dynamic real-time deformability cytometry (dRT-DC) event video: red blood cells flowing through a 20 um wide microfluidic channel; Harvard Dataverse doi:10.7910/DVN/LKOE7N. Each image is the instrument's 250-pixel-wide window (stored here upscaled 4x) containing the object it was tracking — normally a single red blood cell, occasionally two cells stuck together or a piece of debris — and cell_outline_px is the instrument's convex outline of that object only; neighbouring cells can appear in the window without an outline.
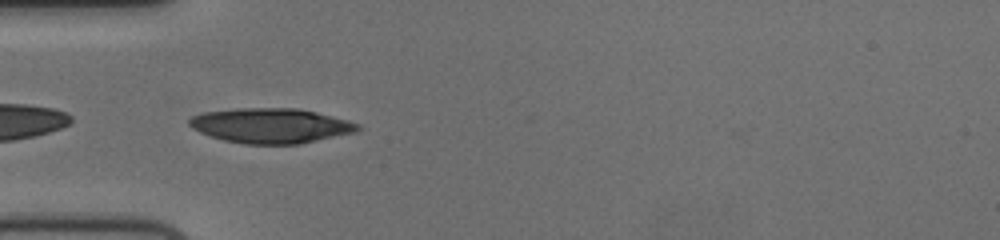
{"species": "human", "species_latin": "Homo sapiens", "temperature_condition": "cold", "stored_images_in_passage": 41, "camera_frame_rate_fps": 3000, "um_per_image_px": 0.085, "donor": {"sex": "female"}, "frame": {"image": 1, "passage_image": 2, "time_ms": 0.333, "image_size_px": [1000, 240], "cell_outline_px": [[360, 128], [356, 132], [300, 144], [244, 144], [224, 140], [208, 136], [192, 128], [188, 124], [188, 120], [192, 116], [204, 112], [236, 108], [296, 108], [316, 112], [348, 120], [360, 124]], "centroid_in_image_um": [23.01, 10.68], "position_along_channel_um": 62.0, "area_um2": 34.39}}
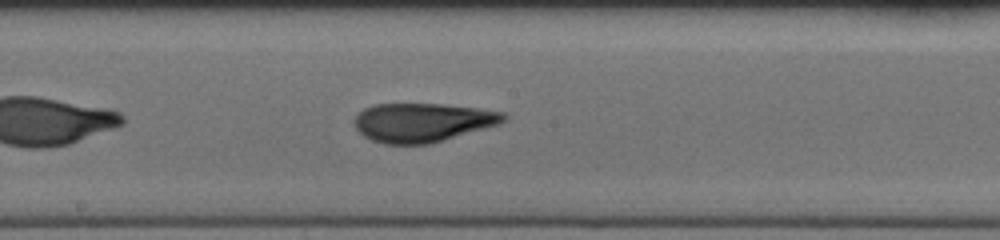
{"frame": {"image": 2, "passage_image": 15, "time_ms": 4.667, "image_size_px": [1000, 240], "cell_outline_px": [[508, 116], [500, 124], [444, 140], [428, 144], [384, 144], [372, 140], [364, 136], [356, 128], [356, 116], [364, 108], [376, 104], [440, 104], [476, 108], [504, 112]], "centroid_in_image_um": [35.94, 10.41], "position_along_channel_um": 212.3, "area_um2": 33.58}}
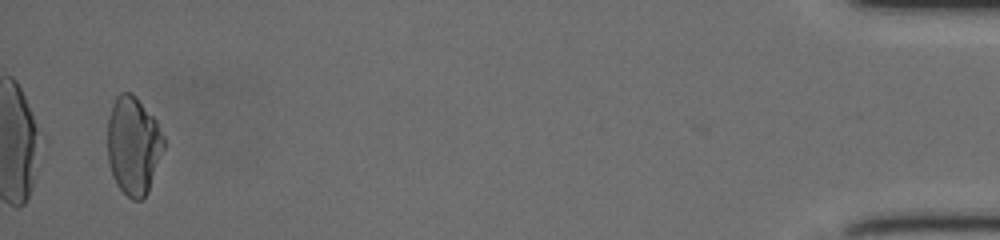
{"frame": {"image": 3, "passage_image": 39, "time_ms": 12.667, "image_size_px": [1000, 240], "cell_outline_px": [[164, 148], [148, 192], [140, 200], [132, 200], [116, 184], [112, 176], [108, 160], [108, 120], [112, 104], [116, 96], [120, 92], [132, 92], [136, 96], [156, 120], [164, 136]], "centroid_in_image_um": [11.33, 12.35], "position_along_channel_um": 423.9, "area_um2": 32.25}, "authors_computed_cell_mechanics": {"area_um2": 33.5818, "velocity_mm_per_s": 3.6474, "shape_relaxation_time_tau1_ms": 4.5089, "shape_relaxation_time_tau2_ms": 2.1435, "deformation_change_tau1": 0.1525, "deformation_change_tau2": 0.0427}}